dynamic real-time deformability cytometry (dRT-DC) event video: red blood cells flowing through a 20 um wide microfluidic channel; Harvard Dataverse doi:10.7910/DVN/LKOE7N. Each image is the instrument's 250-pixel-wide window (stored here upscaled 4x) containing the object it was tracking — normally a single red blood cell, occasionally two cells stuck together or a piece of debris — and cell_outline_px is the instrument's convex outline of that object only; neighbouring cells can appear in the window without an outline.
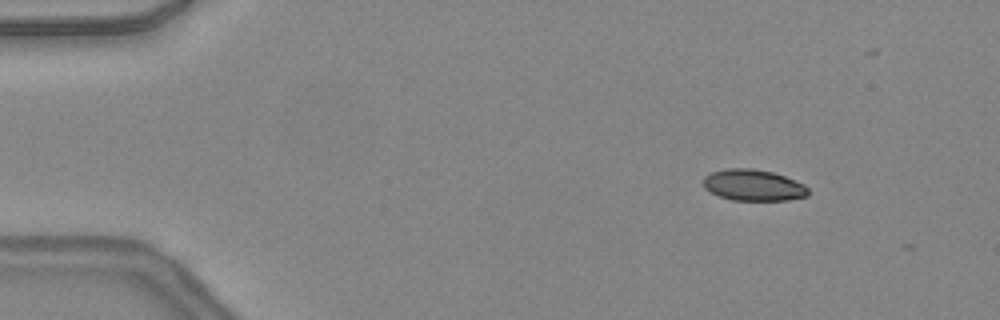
{"species": "common noctule bat (a hibernating species)", "species_latin": "Nyctalus noctula", "temperature_condition": "warm", "stored_images_in_passage": 11, "camera_frame_rate_fps": 3000, "um_per_image_px": 0.085, "animal": {"sex": "female", "body_mass_g": 24.6, "forearm_length_mm": 56.2}, "frame": {"image": 1, "passage_image": 4, "time_ms": 1.0, "image_size_px": [1000, 320], "cell_outline_px": [[808, 196], [788, 200], [732, 200], [720, 196], [704, 188], [704, 176], [712, 172], [728, 168], [752, 168], [772, 172], [784, 176], [804, 184], [808, 188]], "centroid_in_image_um": [64.04, 15.74], "position_along_channel_um": 21.0, "area_um2": 19.02}}